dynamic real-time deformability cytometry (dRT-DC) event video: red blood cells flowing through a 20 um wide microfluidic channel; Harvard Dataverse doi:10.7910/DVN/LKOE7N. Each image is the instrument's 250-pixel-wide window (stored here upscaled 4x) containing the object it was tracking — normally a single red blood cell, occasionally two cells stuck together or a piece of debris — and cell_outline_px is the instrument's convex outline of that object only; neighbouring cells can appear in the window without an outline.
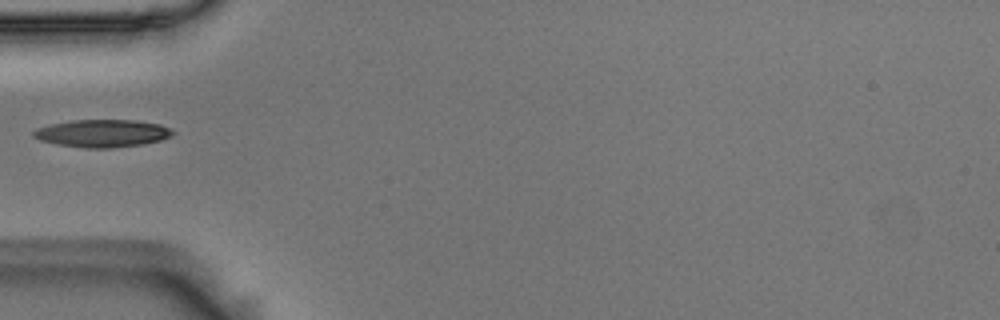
{"species": "Egyptian fruit bat (a non-hibernating species)", "species_latin": "Rousettus aegyptiacus", "temperature_condition": "room temperature", "stored_images_in_passage": 37, "camera_frame_rate_fps": 3000, "um_per_image_px": 0.085, "animal": {"sex": "male"}, "frame": {"image": 1, "passage_image": 1, "time_ms": 0.0, "image_size_px": [1000, 320], "cell_outline_px": [[176, 132], [172, 136], [160, 140], [144, 144], [112, 148], [84, 148], [56, 144], [40, 140], [32, 136], [32, 132], [36, 128], [52, 124], [72, 120], [136, 120], [160, 124]], "centroid_in_image_um": [8.7, 11.33], "position_along_channel_um": 76.3, "area_um2": 22.48}}
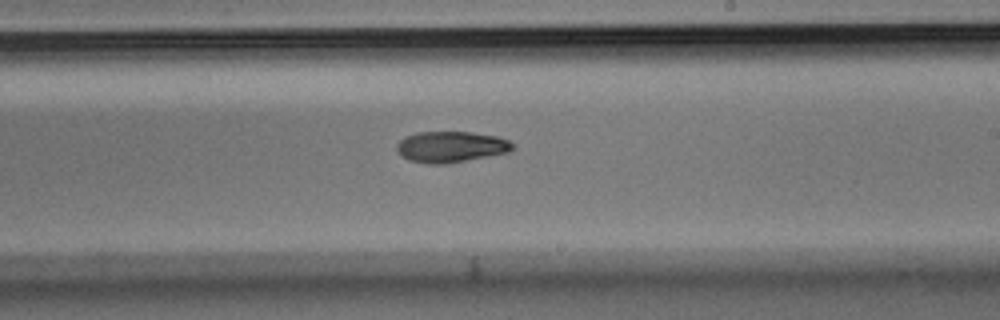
{"frame": {"image": 2, "passage_image": 15, "time_ms": 4.667, "image_size_px": [1000, 320], "cell_outline_px": [[516, 148], [508, 152], [488, 156], [444, 164], [428, 164], [408, 160], [396, 152], [396, 144], [400, 140], [416, 132], [472, 132], [496, 136], [508, 140]], "centroid_in_image_um": [38.3, 12.48], "position_along_channel_um": 250.7, "area_um2": 20.92}}
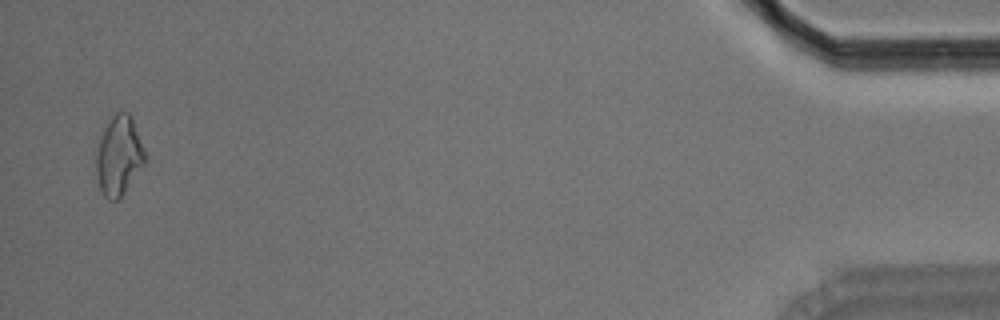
{"frame": {"image": 3, "passage_image": 36, "time_ms": 11.667, "image_size_px": [1000, 320], "cell_outline_px": [[144, 164], [124, 192], [116, 200], [108, 200], [104, 196], [100, 188], [96, 172], [96, 156], [100, 140], [104, 128], [112, 116], [116, 112], [128, 112], [132, 120], [144, 152]], "centroid_in_image_um": [10.07, 13.26], "position_along_channel_um": 425.1, "area_um2": 21.73}}